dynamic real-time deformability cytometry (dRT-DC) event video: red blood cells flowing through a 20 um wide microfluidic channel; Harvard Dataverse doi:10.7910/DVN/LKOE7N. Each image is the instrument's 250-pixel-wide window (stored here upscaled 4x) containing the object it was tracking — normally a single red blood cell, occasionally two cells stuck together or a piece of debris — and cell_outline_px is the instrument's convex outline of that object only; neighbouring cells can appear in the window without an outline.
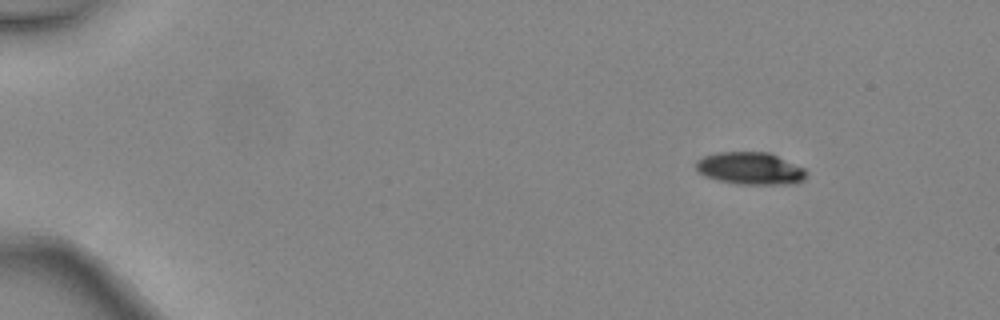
{"species": "common noctule bat (a hibernating species)", "species_latin": "Nyctalus noctula", "temperature_condition": "warm", "stored_images_in_passage": 4, "camera_frame_rate_fps": 3000, "um_per_image_px": 0.085, "animal": {"sex": "female", "body_mass_g": 24.6, "forearm_length_mm": 56.2}, "frame": {"image": 1, "passage_image": 1, "time_ms": 0.0, "image_size_px": [1000, 320], "cell_outline_px": [[808, 172], [804, 180], [792, 184], [740, 184], [720, 180], [704, 176], [696, 168], [696, 160], [704, 156], [716, 152], [768, 152], [804, 168]], "centroid_in_image_um": [63.78, 14.31], "position_along_channel_um": 21.2, "area_um2": 20.69}}
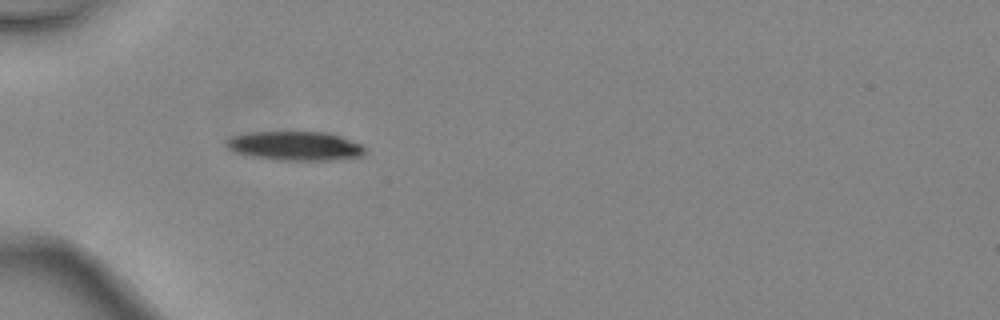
{"frame": {"image": 2, "passage_image": 3, "time_ms": 0.667, "image_size_px": [1000, 320], "cell_outline_px": [[364, 152], [360, 156], [328, 160], [280, 160], [252, 156], [236, 152], [228, 148], [224, 144], [224, 140], [232, 136], [248, 132], [328, 132], [364, 144]], "centroid_in_image_um": [25.06, 12.39], "position_along_channel_um": 59.9, "area_um2": 23.47}}
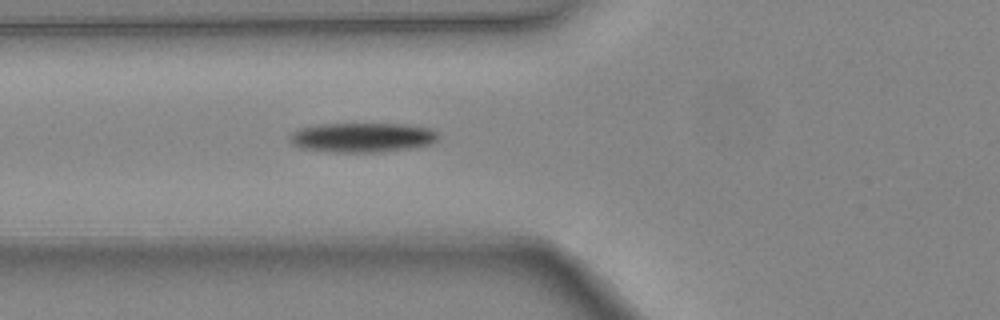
{"frame": {"image": 3, "passage_image": 4, "time_ms": 1.0, "image_size_px": [1000, 320], "cell_outline_px": [[440, 136], [436, 140], [428, 144], [408, 148], [380, 152], [332, 152], [300, 148], [292, 144], [288, 140], [288, 136], [296, 128], [320, 124], [408, 124], [432, 128]], "centroid_in_image_um": [30.74, 11.67], "position_along_channel_um": 95.1, "area_um2": 25.78}}